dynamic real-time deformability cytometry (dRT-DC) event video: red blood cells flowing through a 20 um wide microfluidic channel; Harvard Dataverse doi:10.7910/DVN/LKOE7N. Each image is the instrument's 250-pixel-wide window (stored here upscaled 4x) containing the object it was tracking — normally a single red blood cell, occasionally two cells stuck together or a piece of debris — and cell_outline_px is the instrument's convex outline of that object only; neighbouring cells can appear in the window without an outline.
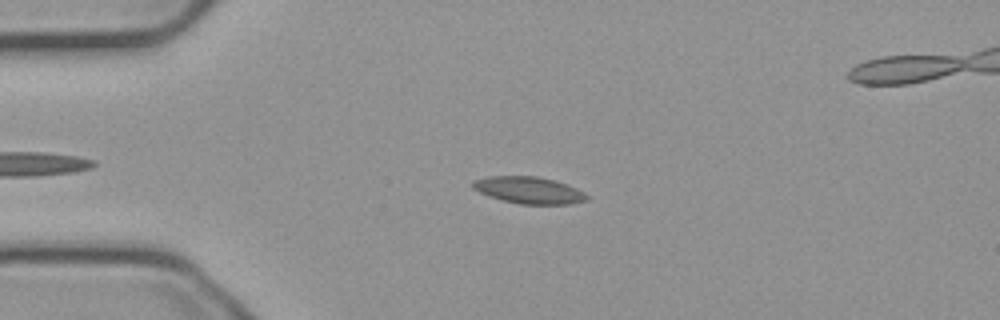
{"species": "common noctule bat (a hibernating species)", "species_latin": "Nyctalus noctula", "temperature_condition": "cold", "stored_images_in_passage": 49, "camera_frame_rate_fps": 3000, "um_per_image_px": 0.085, "animal": {"sex": "male", "body_mass_g": 23.1, "forearm_length_mm": 52.7}, "frame": {"image": 1, "passage_image": 12, "time_ms": 3.667, "image_size_px": [1000, 320], "cell_outline_px": [[588, 200], [572, 204], [520, 204], [500, 200], [488, 196], [472, 188], [472, 184], [476, 180], [488, 176], [536, 176], [552, 180], [576, 188], [584, 192], [588, 196]], "centroid_in_image_um": [44.95, 16.18], "position_along_channel_um": 40.1, "area_um2": 17.74}}
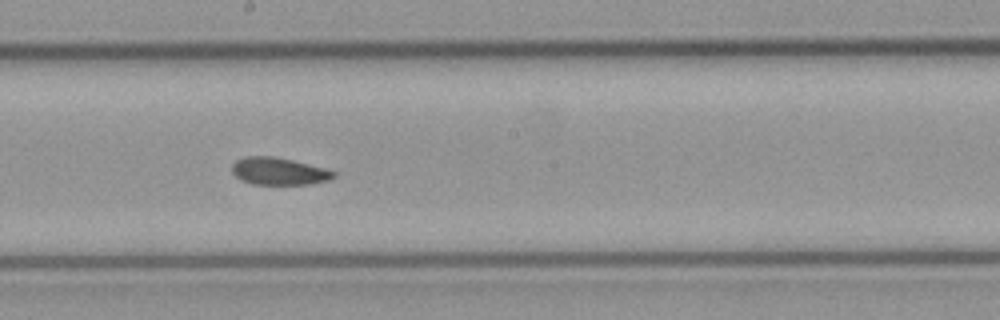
{"frame": {"image": 2, "passage_image": 29, "time_ms": 9.333, "image_size_px": [1000, 320], "cell_outline_px": [[336, 176], [328, 180], [312, 184], [252, 184], [240, 180], [232, 172], [232, 164], [236, 160], [244, 156], [276, 156], [324, 168], [336, 172]], "centroid_in_image_um": [23.68, 14.55], "position_along_channel_um": 224.5, "area_um2": 16.24}}
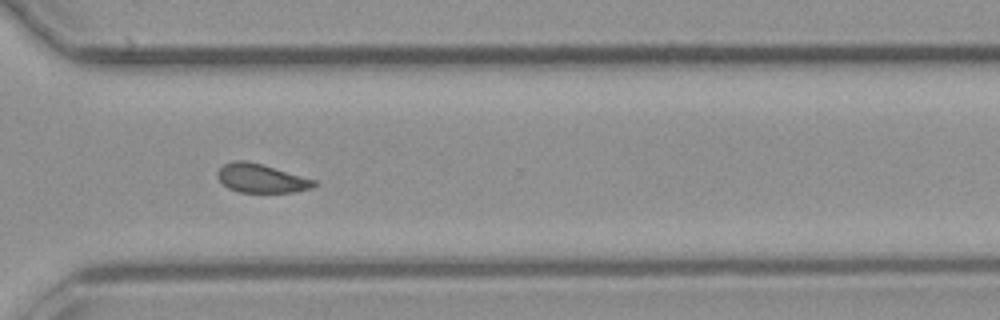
{"frame": {"image": 3, "passage_image": 39, "time_ms": 12.667, "image_size_px": [1000, 320], "cell_outline_px": [[316, 184], [312, 188], [296, 192], [240, 192], [228, 188], [216, 176], [216, 172], [224, 164], [232, 160], [244, 160], [260, 164], [316, 180]], "centroid_in_image_um": [22.18, 15.16], "position_along_channel_um": 348.4, "area_um2": 16.01}, "authors_computed_cell_mechanics": {"area_um2": 17.1666, "velocity_mm_per_s": 3.734, "shape_relaxation_time_tau1_ms": 7.0543, "shape_relaxation_time_tau2_ms": 4.9913, "deformation_change_tau1": 0.1266, "deformation_change_tau2": 0.0985}}